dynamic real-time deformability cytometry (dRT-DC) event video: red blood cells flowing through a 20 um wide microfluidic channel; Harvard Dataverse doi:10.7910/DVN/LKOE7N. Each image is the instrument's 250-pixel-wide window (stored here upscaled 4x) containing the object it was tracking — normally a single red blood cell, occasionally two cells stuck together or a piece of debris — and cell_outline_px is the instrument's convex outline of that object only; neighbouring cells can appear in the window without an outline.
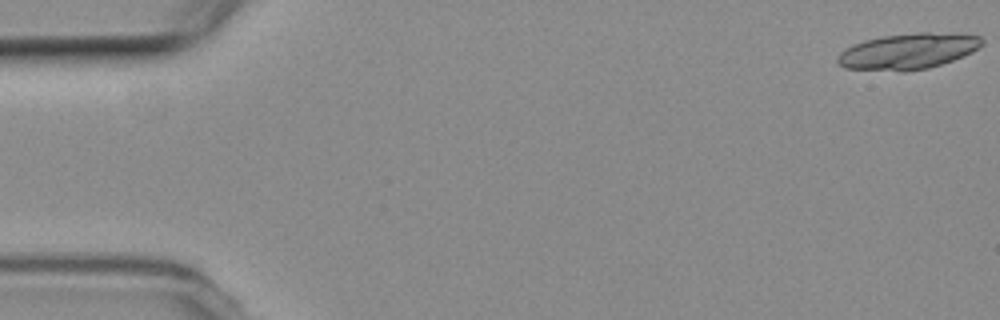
{"species": "common noctule bat (a hibernating species)", "species_latin": "Nyctalus noctula", "temperature_condition": "room temperature", "stored_images_in_passage": 7, "camera_frame_rate_fps": 3000, "um_per_image_px": 0.085, "animal": {"sex": "female", "body_mass_g": 19.3, "forearm_length_mm": 54.1}, "frame": {"image": 1, "passage_image": 1, "time_ms": 0.0, "image_size_px": [1000, 320], "cell_outline_px": [[984, 44], [972, 52], [952, 60], [928, 68], [904, 72], [900, 72], [844, 68], [836, 60], [836, 56], [840, 52], [852, 44], [864, 40], [880, 36], [920, 32], [928, 32], [980, 36], [984, 40]], "centroid_in_image_um": [77.14, 4.36], "position_along_channel_um": 7.9, "area_um2": 30.29}}